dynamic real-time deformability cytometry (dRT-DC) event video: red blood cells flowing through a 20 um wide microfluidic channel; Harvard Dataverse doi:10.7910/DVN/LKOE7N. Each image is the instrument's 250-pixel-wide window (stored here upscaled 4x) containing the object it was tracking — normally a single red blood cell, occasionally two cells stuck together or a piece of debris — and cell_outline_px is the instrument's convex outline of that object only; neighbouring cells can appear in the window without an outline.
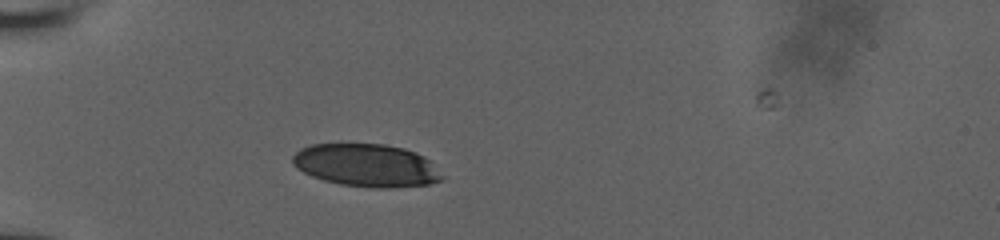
{"species": "human", "species_latin": "Homo sapiens", "temperature_condition": "room temperature", "stored_images_in_passage": 3, "camera_frame_rate_fps": 3000, "um_per_image_px": 0.085, "donor": {"sex": "male"}, "frame": {"image": 1, "passage_image": 1, "time_ms": 0.0, "image_size_px": [1000, 240], "cell_outline_px": [[444, 180], [428, 184], [388, 188], [376, 188], [340, 184], [324, 180], [312, 176], [296, 168], [292, 164], [292, 156], [300, 148], [312, 144], [340, 140], [384, 144], [404, 148], [416, 152], [424, 156], [444, 176]], "centroid_in_image_um": [31.09, 14.0], "position_along_channel_um": 53.9, "area_um2": 38.32}}